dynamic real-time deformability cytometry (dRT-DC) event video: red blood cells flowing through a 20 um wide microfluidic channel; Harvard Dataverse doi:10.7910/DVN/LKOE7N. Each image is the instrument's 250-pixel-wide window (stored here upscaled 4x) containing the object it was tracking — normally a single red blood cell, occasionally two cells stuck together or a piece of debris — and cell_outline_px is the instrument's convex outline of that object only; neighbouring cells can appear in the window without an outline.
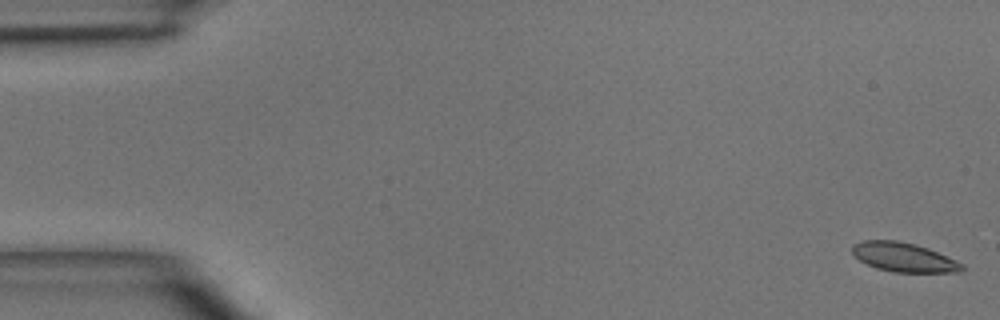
{"species": "common noctule bat (a hibernating species)", "species_latin": "Nyctalus noctula", "temperature_condition": "room temperature", "stored_images_in_passage": 6, "segment_of_instrument_passage": [2, 2], "camera_frame_rate_fps": 3000, "um_per_image_px": 0.085, "animal": {"sex": "male", "body_mass_g": 15.6}, "frame": {"image": 1, "passage_image": 6, "time_ms": 6.667, "image_size_px": [1000, 320], "cell_outline_px": [[964, 272], [892, 272], [876, 268], [860, 260], [852, 252], [852, 244], [864, 240], [896, 240], [916, 244], [928, 248], [964, 264]], "centroid_in_image_um": [76.83, 21.86], "position_along_channel_um": 8.2, "area_um2": 18.67}}